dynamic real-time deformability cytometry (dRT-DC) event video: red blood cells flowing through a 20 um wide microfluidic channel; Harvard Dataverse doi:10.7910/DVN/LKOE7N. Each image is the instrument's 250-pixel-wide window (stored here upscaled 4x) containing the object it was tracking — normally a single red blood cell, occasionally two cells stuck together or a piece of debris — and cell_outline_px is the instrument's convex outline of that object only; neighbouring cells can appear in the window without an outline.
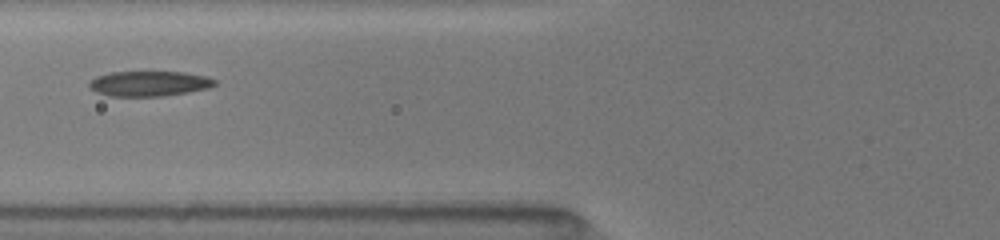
{"species": "common noctule bat (a hibernating species)", "species_latin": "Nyctalus noctula", "temperature_condition": "room temperature", "stored_images_in_passage": 7, "camera_frame_rate_fps": 3000, "um_per_image_px": 0.085, "animal": {"sex": "female", "body_mass_g": 19.5, "forearm_length_mm": 54.1}, "frame": {"image": 1, "passage_image": 6, "time_ms": 3.0, "image_size_px": [1000, 240], "cell_outline_px": [[216, 84], [208, 88], [188, 92], [160, 96], [108, 96], [96, 92], [88, 84], [96, 76], [112, 72], [184, 72], [208, 76], [216, 80]], "centroid_in_image_um": [12.7, 7.1], "position_along_channel_um": 113.1, "area_um2": 18.32}}